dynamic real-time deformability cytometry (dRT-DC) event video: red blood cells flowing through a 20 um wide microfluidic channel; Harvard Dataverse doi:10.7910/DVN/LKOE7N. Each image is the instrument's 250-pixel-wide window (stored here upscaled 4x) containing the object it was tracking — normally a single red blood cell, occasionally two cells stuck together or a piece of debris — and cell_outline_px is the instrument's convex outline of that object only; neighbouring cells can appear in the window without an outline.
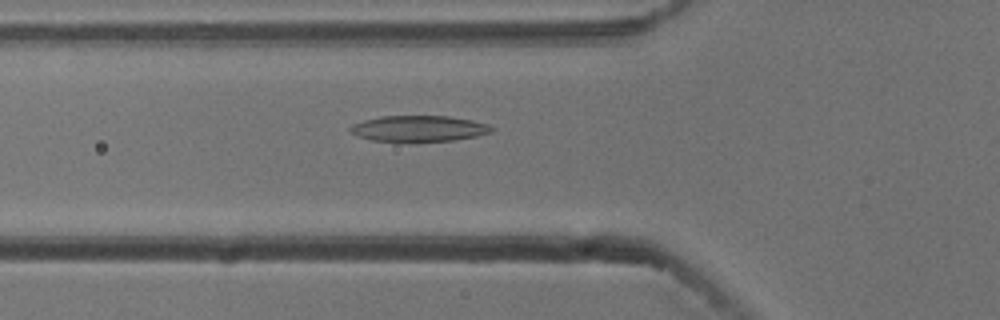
{"species": "common noctule bat (a hibernating species)", "species_latin": "Nyctalus noctula", "temperature_condition": "cold", "stored_images_in_passage": 54, "camera_frame_rate_fps": 3000, "um_per_image_px": 0.085, "animal": {"sex": "male", "body_mass_g": 13.3}, "frame": {"image": 1, "passage_image": 19, "time_ms": 6.0, "image_size_px": [1000, 320], "cell_outline_px": [[496, 128], [492, 132], [476, 136], [452, 140], [372, 140], [360, 136], [352, 132], [348, 128], [352, 124], [364, 120], [380, 116], [448, 116], [472, 120], [488, 124]], "centroid_in_image_um": [35.64, 10.9], "position_along_channel_um": 90.2, "area_um2": 20.87}}
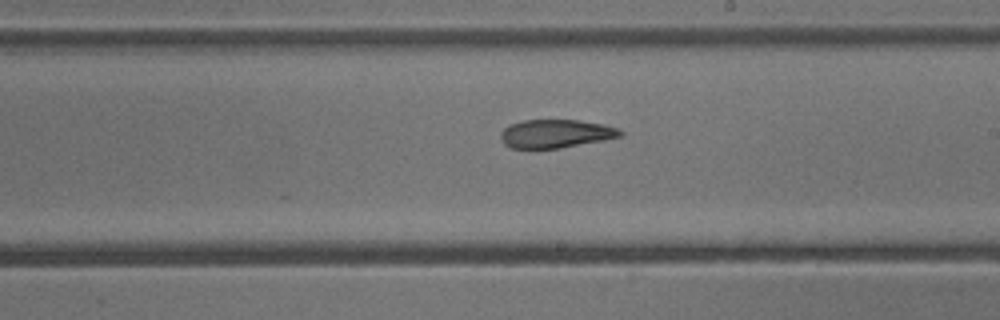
{"frame": {"image": 2, "passage_image": 31, "time_ms": 10.0, "image_size_px": [1000, 320], "cell_outline_px": [[624, 136], [604, 140], [560, 148], [512, 148], [504, 144], [500, 136], [500, 132], [508, 124], [524, 120], [580, 120], [604, 124], [620, 128], [624, 132]], "centroid_in_image_um": [47.27, 11.35], "position_along_channel_um": 241.7, "area_um2": 20.0}}
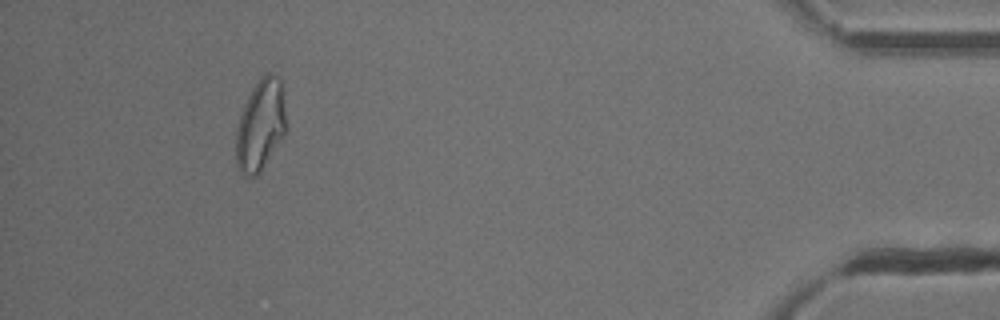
{"frame": {"image": 3, "passage_image": 50, "time_ms": 16.333, "image_size_px": [1000, 320], "cell_outline_px": [[284, 136], [260, 172], [256, 176], [244, 176], [240, 172], [236, 164], [236, 128], [244, 104], [252, 88], [260, 76], [264, 72], [272, 72], [280, 80], [284, 92]], "centroid_in_image_um": [22.12, 10.62], "position_along_channel_um": 413.1, "area_um2": 26.7}, "authors_computed_cell_mechanics": {"area_um2": 22.9755, "velocity_mm_per_s": 3.7731, "shape_relaxation_time_tau1_ms": 7.3954, "shape_relaxation_time_tau2_ms": 5.0888, "deformation_change_tau1": 0.2054, "deformation_change_tau2": 0.1458}}